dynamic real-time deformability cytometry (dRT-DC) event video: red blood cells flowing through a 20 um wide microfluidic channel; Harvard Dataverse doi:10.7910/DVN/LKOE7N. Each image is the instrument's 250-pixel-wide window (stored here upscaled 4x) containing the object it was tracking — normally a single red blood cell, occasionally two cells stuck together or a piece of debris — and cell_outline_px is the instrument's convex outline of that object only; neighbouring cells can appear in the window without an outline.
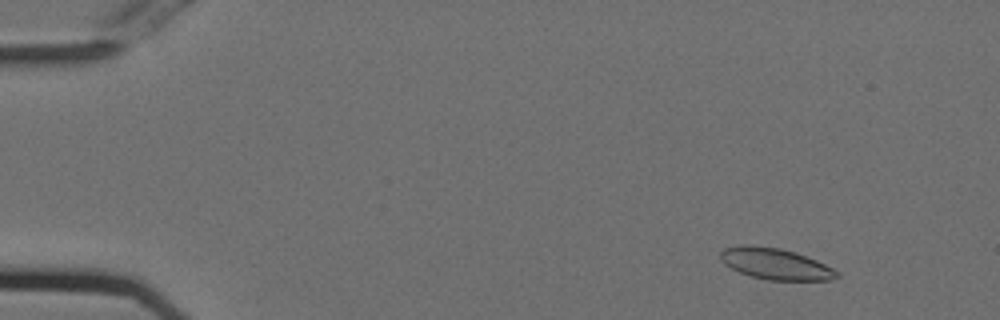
{"species": "Egyptian fruit bat (a non-hibernating species)", "species_latin": "Rousettus aegyptiacus", "temperature_condition": "cold", "stored_images_in_passage": 52, "camera_frame_rate_fps": 3000, "um_per_image_px": 0.085, "animal": {"sex": "female"}, "frame": {"image": 1, "passage_image": 3, "time_ms": 0.667, "image_size_px": [1000, 320], "cell_outline_px": [[840, 276], [828, 280], [768, 280], [752, 276], [740, 272], [724, 264], [720, 260], [720, 252], [724, 248], [744, 244], [752, 244], [780, 248], [816, 260], [840, 272]], "centroid_in_image_um": [65.88, 22.42], "position_along_channel_um": 19.1, "area_um2": 21.1}}
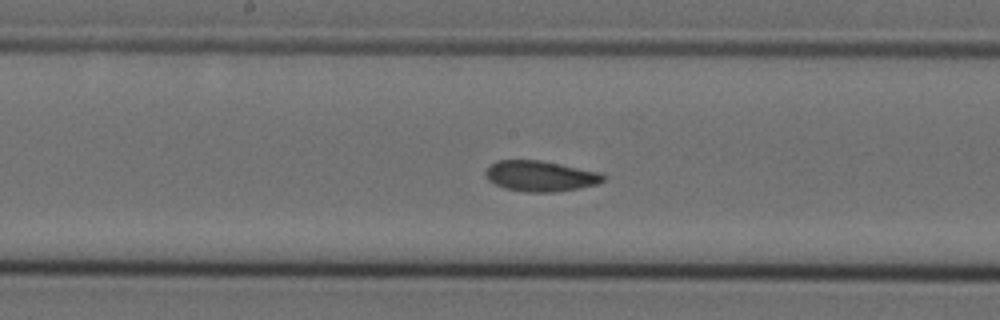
{"frame": {"image": 2, "passage_image": 26, "time_ms": 8.333, "image_size_px": [1000, 320], "cell_outline_px": [[604, 180], [596, 184], [580, 188], [556, 192], [524, 192], [504, 188], [488, 180], [484, 172], [496, 160], [540, 160], [600, 172], [604, 176]], "centroid_in_image_um": [45.92, 14.97], "position_along_channel_um": 202.3, "area_um2": 20.92}}
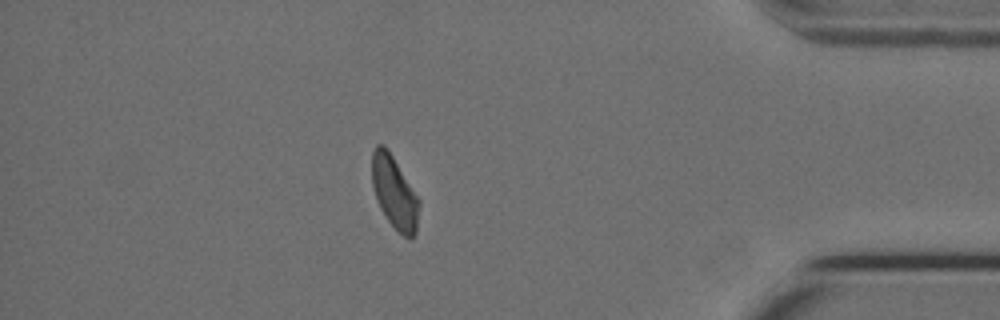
{"frame": {"image": 3, "passage_image": 45, "time_ms": 14.667, "image_size_px": [1000, 320], "cell_outline_px": [[420, 204], [416, 232], [412, 240], [404, 236], [388, 220], [380, 208], [372, 184], [372, 152], [376, 144], [384, 144], [388, 148], [420, 200]], "centroid_in_image_um": [33.53, 16.34], "position_along_channel_um": 401.7, "area_um2": 19.88}, "authors_computed_cell_mechanics": {"area_um2": 20.8369, "velocity_mm_per_s": 3.7206, "shape_relaxation_time_tau1_ms": null, "shape_relaxation_time_tau2_ms": 2.421, "deformation_change_tau1": null, "deformation_change_tau2": 0.0768}}